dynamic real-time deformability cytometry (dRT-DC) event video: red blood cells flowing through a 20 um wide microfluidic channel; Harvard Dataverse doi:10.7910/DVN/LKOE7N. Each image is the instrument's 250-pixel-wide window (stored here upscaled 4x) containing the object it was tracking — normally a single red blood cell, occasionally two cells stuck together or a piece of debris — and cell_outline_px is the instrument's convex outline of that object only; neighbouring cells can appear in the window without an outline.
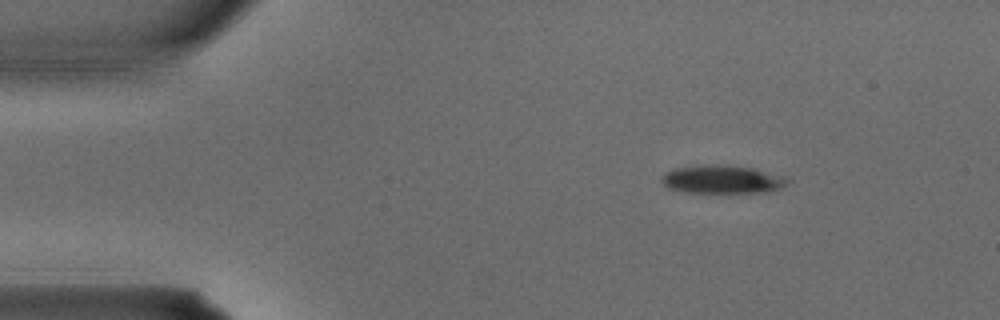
{"species": "common noctule bat (a hibernating species)", "species_latin": "Nyctalus noctula", "temperature_condition": "warm", "stored_images_in_passage": 2, "camera_frame_rate_fps": 3000, "um_per_image_px": 0.085, "animal": {"sex": "male", "body_mass_g": 15.6}, "frame": {"image": 1, "passage_image": 1, "time_ms": 0.0, "image_size_px": [1000, 320], "cell_outline_px": [[792, 180], [784, 188], [768, 192], [684, 192], [668, 188], [660, 180], [664, 172], [676, 168], [756, 168], [788, 176]], "centroid_in_image_um": [61.53, 15.31], "position_along_channel_um": 23.5, "area_um2": 19.88}}